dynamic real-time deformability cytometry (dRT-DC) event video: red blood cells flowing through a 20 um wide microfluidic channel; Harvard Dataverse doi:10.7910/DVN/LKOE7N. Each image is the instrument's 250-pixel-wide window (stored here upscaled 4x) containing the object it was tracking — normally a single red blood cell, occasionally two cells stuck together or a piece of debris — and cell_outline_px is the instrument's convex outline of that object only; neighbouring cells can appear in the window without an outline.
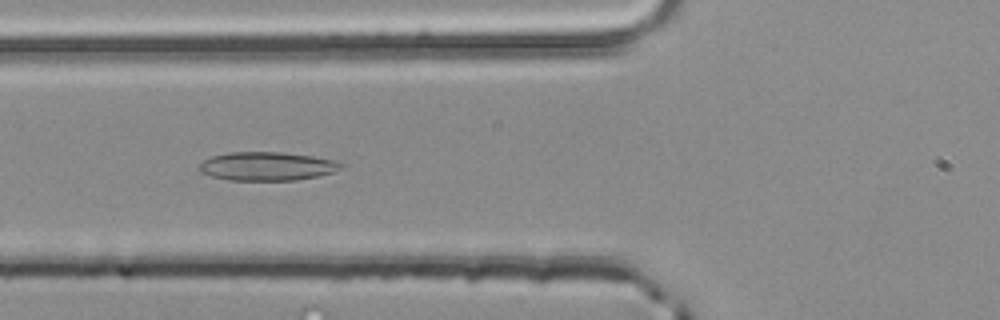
{"species": "common noctule bat (a hibernating species)", "species_latin": "Nyctalus noctula", "temperature_condition": "room temperature", "stored_images_in_passage": 40, "camera_frame_rate_fps": 3000, "um_per_image_px": 0.085, "animal": {"sex": "male", "body_mass_g": 20.4}, "frame": {"image": 1, "passage_image": 8, "time_ms": 2.333, "image_size_px": [1000, 320], "cell_outline_px": [[344, 168], [332, 172], [316, 176], [296, 180], [228, 180], [212, 176], [200, 172], [200, 164], [204, 160], [212, 156], [228, 152], [280, 152], [312, 156], [332, 160], [344, 164]], "centroid_in_image_um": [22.69, 14.13], "position_along_channel_um": 103.1, "area_um2": 23.47}}
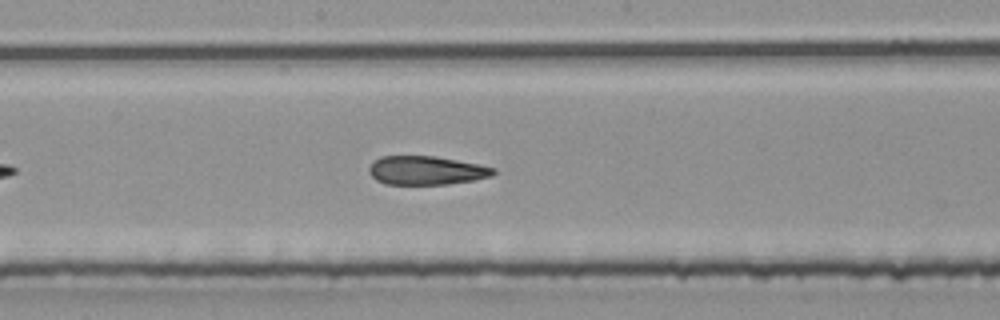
{"frame": {"image": 2, "passage_image": 16, "time_ms": 5.0, "image_size_px": [1000, 320], "cell_outline_px": [[496, 172], [492, 176], [472, 180], [448, 184], [384, 184], [376, 180], [368, 172], [368, 168], [372, 160], [380, 156], [432, 156], [456, 160], [496, 168]], "centroid_in_image_um": [36.18, 14.48], "position_along_channel_um": 212.0, "area_um2": 20.81}}
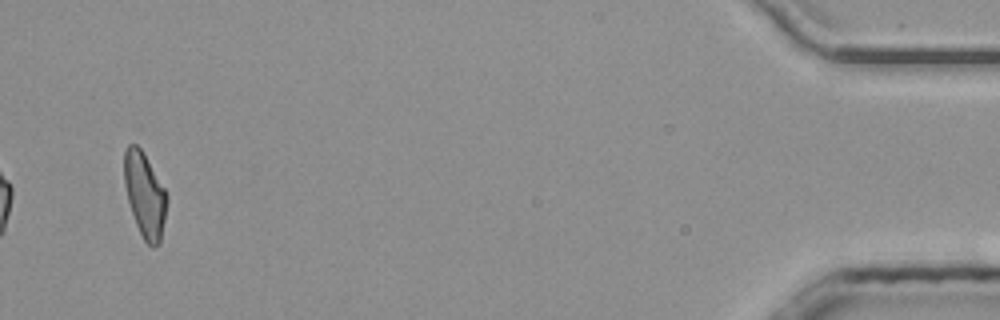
{"frame": {"image": 3, "passage_image": 38, "time_ms": 12.333, "image_size_px": [1000, 320], "cell_outline_px": [[168, 200], [160, 244], [152, 248], [144, 240], [136, 224], [128, 200], [124, 184], [124, 148], [128, 144], [136, 144], [144, 152], [164, 188], [168, 196]], "centroid_in_image_um": [12.31, 16.55], "position_along_channel_um": 422.9, "area_um2": 21.15}, "authors_computed_cell_mechanics": {"area_um2": 21.675, "velocity_mm_per_s": 4.0669, "shape_relaxation_time_tau1_ms": null, "shape_relaxation_time_tau2_ms": 3.4849, "deformation_change_tau1": null, "deformation_change_tau2": 0.1316}}